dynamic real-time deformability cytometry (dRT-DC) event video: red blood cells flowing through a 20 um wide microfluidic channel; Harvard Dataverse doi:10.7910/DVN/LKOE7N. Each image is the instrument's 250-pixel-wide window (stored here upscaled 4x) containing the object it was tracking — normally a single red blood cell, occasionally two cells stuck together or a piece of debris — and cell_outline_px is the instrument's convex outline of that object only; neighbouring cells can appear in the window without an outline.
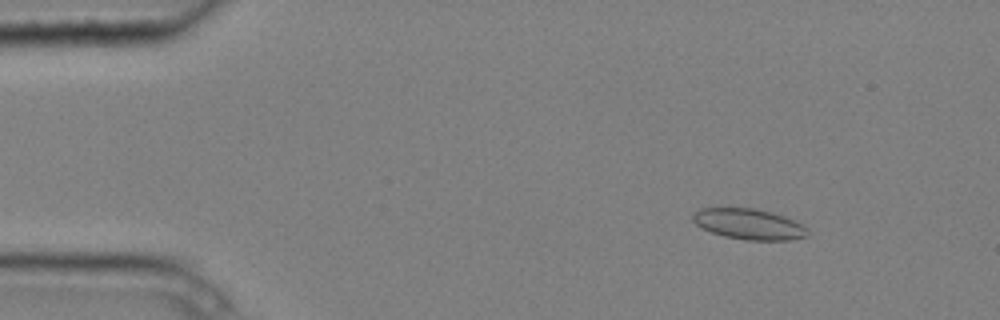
{"species": "common noctule bat (a hibernating species)", "species_latin": "Nyctalus noctula", "temperature_condition": "cold", "stored_images_in_passage": 4, "camera_frame_rate_fps": 3000, "um_per_image_px": 0.085, "animal": {"sex": "male", "body_mass_g": 20.4}, "frame": {"image": 1, "passage_image": 2, "time_ms": 0.333, "image_size_px": [1000, 320], "cell_outline_px": [[808, 236], [792, 240], [748, 240], [724, 236], [712, 232], [696, 224], [692, 220], [692, 212], [700, 208], [728, 204], [756, 208], [772, 212], [784, 216], [808, 228]], "centroid_in_image_um": [63.59, 18.99], "position_along_channel_um": 21.4, "area_um2": 21.33}}